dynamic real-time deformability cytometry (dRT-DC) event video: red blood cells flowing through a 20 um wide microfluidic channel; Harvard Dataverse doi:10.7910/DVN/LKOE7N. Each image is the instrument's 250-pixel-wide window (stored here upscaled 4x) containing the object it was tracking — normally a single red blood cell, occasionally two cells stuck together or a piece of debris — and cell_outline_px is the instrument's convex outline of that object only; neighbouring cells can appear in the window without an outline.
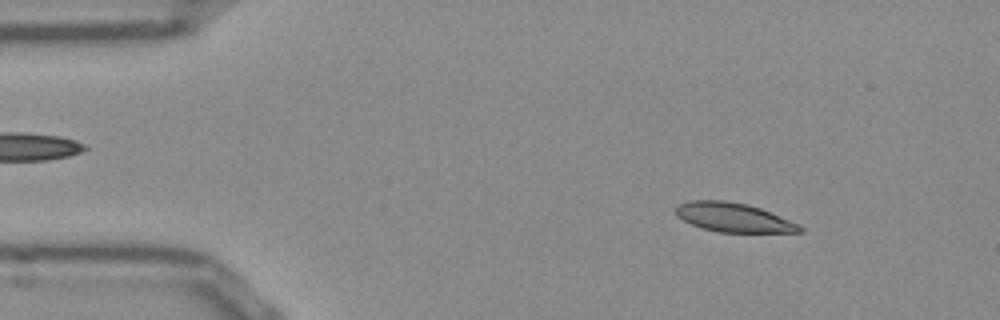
{"species": "Egyptian fruit bat (a non-hibernating species)", "species_latin": "Rousettus aegyptiacus", "temperature_condition": "room temperature", "stored_images_in_passage": 51, "camera_frame_rate_fps": 3000, "um_per_image_px": 0.085, "frame": {"image": 1, "passage_image": 6, "time_ms": 1.667, "image_size_px": [1000, 320], "cell_outline_px": [[804, 232], [720, 232], [704, 228], [692, 224], [676, 216], [676, 208], [680, 204], [688, 200], [724, 200], [748, 204], [760, 208], [800, 224], [804, 228]], "centroid_in_image_um": [62.38, 18.47], "position_along_channel_um": 22.6, "area_um2": 20.92}}
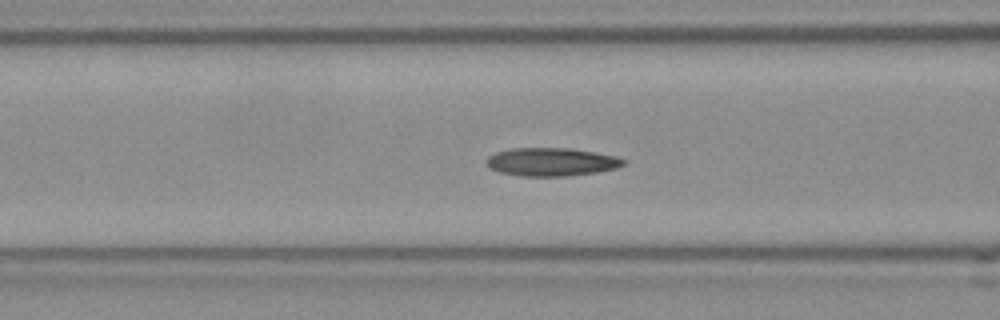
{"frame": {"image": 2, "passage_image": 19, "time_ms": 6.0, "image_size_px": [1000, 320], "cell_outline_px": [[628, 164], [616, 168], [596, 172], [568, 176], [520, 176], [500, 172], [488, 168], [484, 160], [488, 156], [496, 152], [512, 148], [572, 148], [616, 156], [628, 160]], "centroid_in_image_um": [46.88, 13.76], "position_along_channel_um": 119.7, "area_um2": 22.83}}
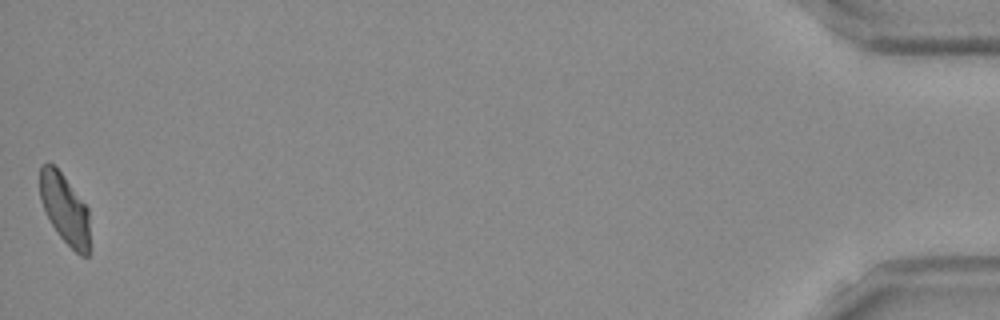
{"frame": {"image": 3, "passage_image": 51, "time_ms": 16.667, "image_size_px": [1000, 320], "cell_outline_px": [[88, 256], [80, 256], [56, 232], [40, 200], [40, 168], [44, 164], [52, 164], [60, 172], [88, 208]], "centroid_in_image_um": [5.49, 17.77], "position_along_channel_um": 429.7, "area_um2": 19.65}, "authors_computed_cell_mechanics": {"area_um2": 21.5594, "velocity_mm_per_s": 3.8526, "shape_relaxation_time_tau1_ms": 11.1423, "shape_relaxation_time_tau2_ms": 2.1116, "deformation_change_tau1": 0.2389, "deformation_change_tau2": 0.0756}}